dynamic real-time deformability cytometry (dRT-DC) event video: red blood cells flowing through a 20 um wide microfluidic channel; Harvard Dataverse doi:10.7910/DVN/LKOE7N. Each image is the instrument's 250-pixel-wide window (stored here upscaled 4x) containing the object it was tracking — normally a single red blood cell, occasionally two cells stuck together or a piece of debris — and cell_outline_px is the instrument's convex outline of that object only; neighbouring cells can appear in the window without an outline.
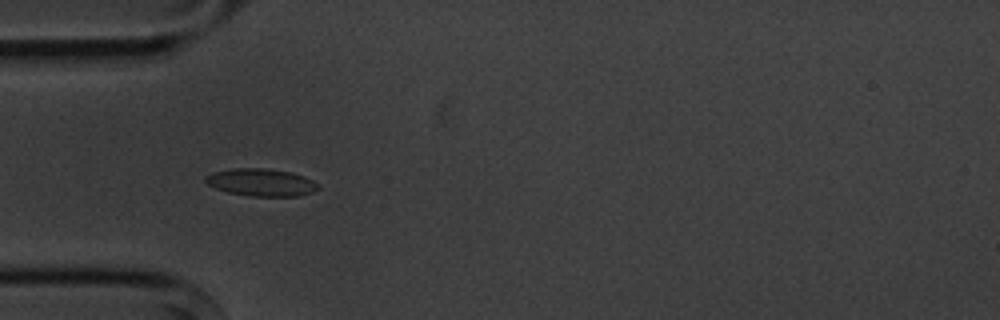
{"species": "common noctule bat (a hibernating species)", "species_latin": "Nyctalus noctula", "temperature_condition": "cold", "stored_images_in_passage": 5, "camera_frame_rate_fps": 3000, "um_per_image_px": 0.085, "animal": {"sex": "male", "body_mass_g": 20.1, "forearm_length_mm": 53.5}, "frame": {"image": 1, "passage_image": 4, "time_ms": 3.333, "image_size_px": [1000, 320], "cell_outline_px": [[320, 188], [312, 192], [300, 196], [252, 196], [228, 192], [216, 188], [208, 184], [204, 180], [204, 176], [212, 172], [232, 168], [264, 168], [292, 172], [304, 176], [320, 184]], "centroid_in_image_um": [22.22, 15.49], "position_along_channel_um": 62.8, "area_um2": 18.15}}
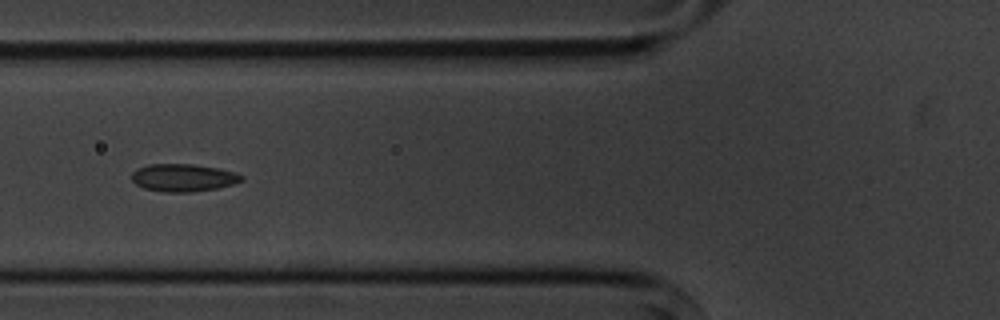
{"frame": {"image": 2, "passage_image": 5, "time_ms": 4.667, "image_size_px": [1000, 320], "cell_outline_px": [[244, 180], [232, 184], [216, 188], [192, 192], [164, 192], [144, 188], [136, 184], [132, 180], [132, 172], [136, 168], [148, 164], [192, 164], [220, 168], [236, 172], [244, 176]], "centroid_in_image_um": [15.58, 15.09], "position_along_channel_um": 110.2, "area_um2": 17.8}}